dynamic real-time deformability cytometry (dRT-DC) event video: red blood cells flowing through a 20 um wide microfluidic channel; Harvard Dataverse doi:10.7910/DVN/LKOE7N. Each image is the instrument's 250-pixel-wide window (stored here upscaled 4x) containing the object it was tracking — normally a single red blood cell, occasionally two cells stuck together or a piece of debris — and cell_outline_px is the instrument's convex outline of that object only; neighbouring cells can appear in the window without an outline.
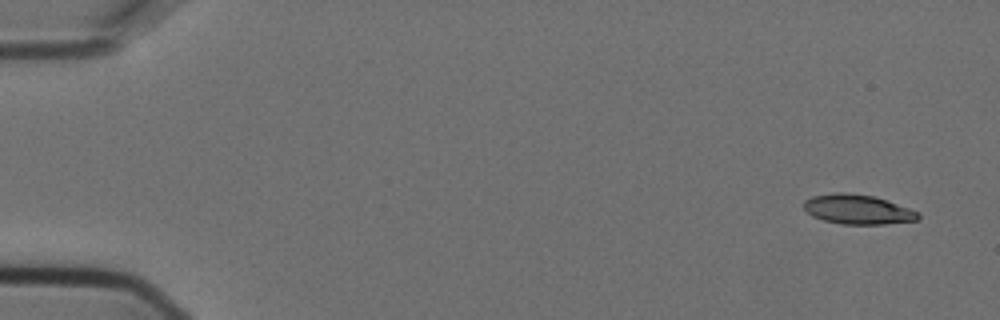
{"species": "Egyptian fruit bat (a non-hibernating species)", "species_latin": "Rousettus aegyptiacus", "temperature_condition": "cold", "stored_images_in_passage": 4, "camera_frame_rate_fps": 3000, "um_per_image_px": 0.085, "animal": {"sex": "female"}, "frame": {"image": 1, "passage_image": 1, "time_ms": 0.0, "image_size_px": [1000, 320], "cell_outline_px": [[920, 220], [884, 224], [840, 224], [824, 220], [812, 216], [804, 208], [804, 200], [812, 196], [836, 192], [844, 192], [872, 196], [920, 212]], "centroid_in_image_um": [72.9, 17.81], "position_along_channel_um": 12.1, "area_um2": 19.59}}
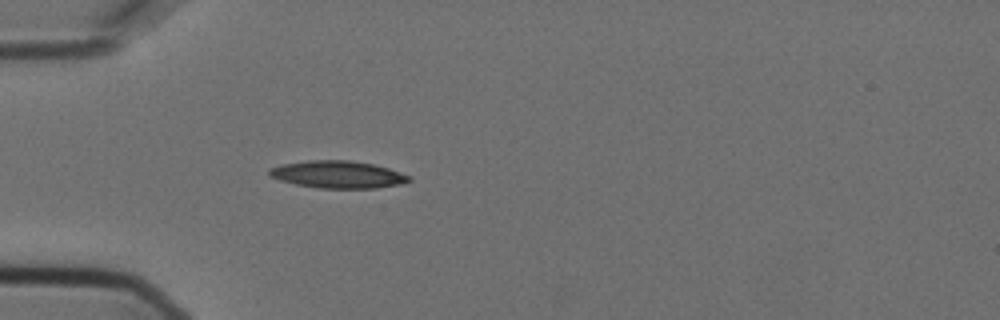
{"frame": {"image": 2, "passage_image": 4, "time_ms": 1.0, "image_size_px": [1000, 320], "cell_outline_px": [[412, 180], [400, 184], [376, 188], [320, 188], [296, 184], [280, 180], [268, 176], [268, 168], [284, 164], [308, 160], [348, 160], [372, 164], [388, 168], [412, 176]], "centroid_in_image_um": [28.71, 14.83], "position_along_channel_um": 56.3, "area_um2": 22.2}}